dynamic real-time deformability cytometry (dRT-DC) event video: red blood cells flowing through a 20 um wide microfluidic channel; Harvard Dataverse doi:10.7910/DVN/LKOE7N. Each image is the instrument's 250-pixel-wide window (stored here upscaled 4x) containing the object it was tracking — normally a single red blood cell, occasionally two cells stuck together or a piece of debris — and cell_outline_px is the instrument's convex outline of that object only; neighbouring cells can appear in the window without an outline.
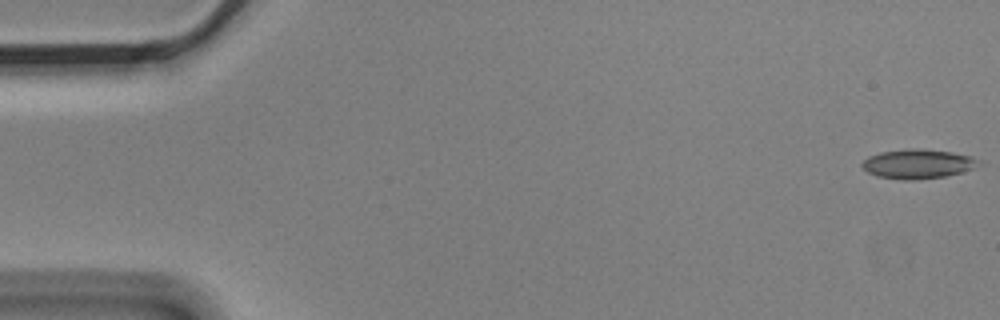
{"species": "Egyptian fruit bat (a non-hibernating species)", "species_latin": "Rousettus aegyptiacus", "temperature_condition": "cold", "stored_images_in_passage": 4, "camera_frame_rate_fps": 3000, "um_per_image_px": 0.085, "animal": {"sex": "male"}, "frame": {"image": 1, "passage_image": 1, "time_ms": 0.0, "image_size_px": [1000, 320], "cell_outline_px": [[984, 164], [960, 172], [944, 176], [876, 176], [868, 172], [860, 164], [868, 156], [880, 152], [952, 152], [972, 156], [984, 160]], "centroid_in_image_um": [78.12, 13.92], "position_along_channel_um": 6.9, "area_um2": 17.86}}
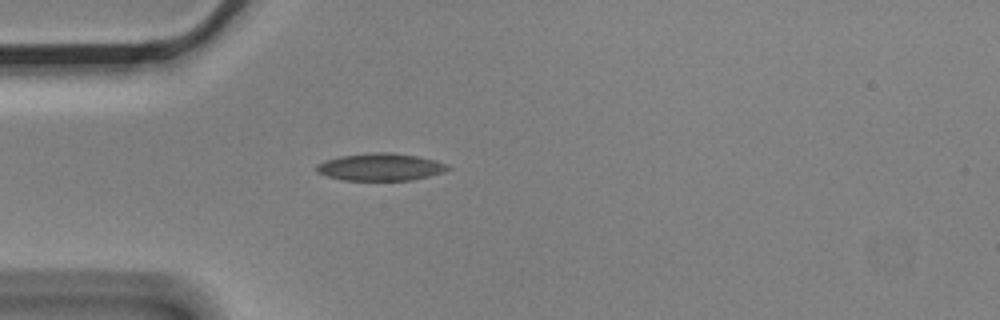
{"frame": {"image": 2, "passage_image": 4, "time_ms": 1.0, "image_size_px": [1000, 320], "cell_outline_px": [[452, 168], [444, 172], [412, 180], [340, 180], [316, 172], [316, 164], [324, 160], [340, 156], [376, 152], [392, 152], [416, 156], [436, 160], [448, 164]], "centroid_in_image_um": [32.34, 14.19], "position_along_channel_um": 52.7, "area_um2": 21.04}}